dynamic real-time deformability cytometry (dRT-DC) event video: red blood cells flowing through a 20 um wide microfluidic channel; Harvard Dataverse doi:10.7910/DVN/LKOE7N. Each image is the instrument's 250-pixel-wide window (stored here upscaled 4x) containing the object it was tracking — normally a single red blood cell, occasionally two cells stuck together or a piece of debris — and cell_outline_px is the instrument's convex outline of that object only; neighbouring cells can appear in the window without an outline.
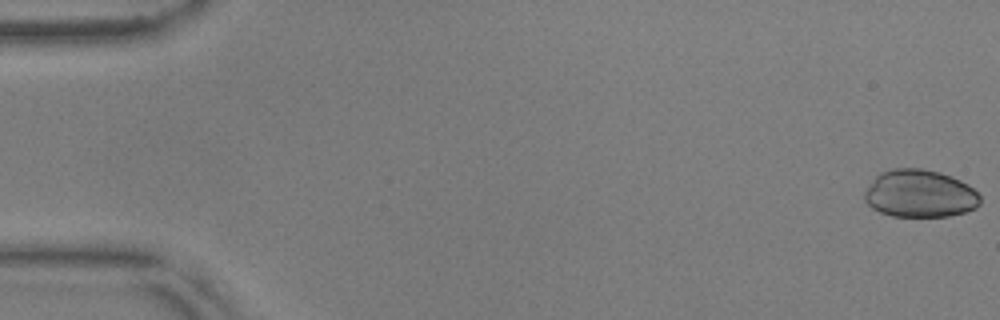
{"species": "common noctule bat (a hibernating species)", "species_latin": "Nyctalus noctula", "temperature_condition": "warm", "stored_images_in_passage": 55, "camera_frame_rate_fps": 3000, "um_per_image_px": 0.085, "animal": {"sex": "male", "body_mass_g": 17.9, "forearm_length_mm": 54.2}, "frame": {"image": 1, "passage_image": 1, "time_ms": 0.0, "image_size_px": [1000, 320], "cell_outline_px": [[980, 204], [976, 208], [964, 212], [948, 216], [892, 216], [880, 212], [872, 208], [864, 200], [864, 192], [876, 176], [880, 172], [892, 168], [920, 168], [940, 172], [960, 180], [968, 184], [980, 196]], "centroid_in_image_um": [78.17, 16.46], "position_along_channel_um": 6.8, "area_um2": 32.08}}
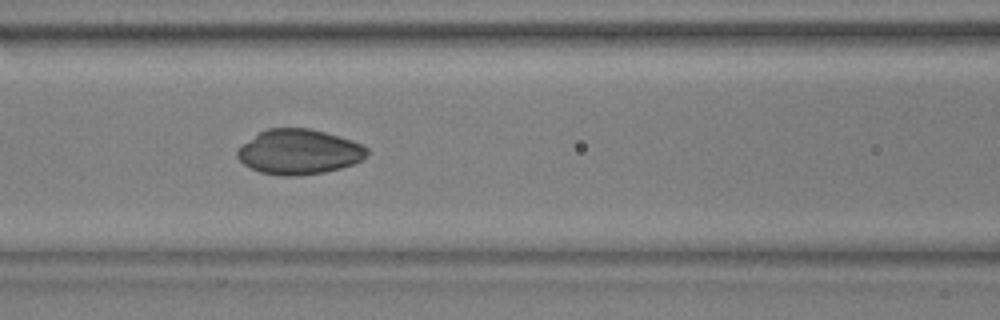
{"frame": {"image": 2, "passage_image": 24, "time_ms": 7.667, "image_size_px": [1000, 320], "cell_outline_px": [[368, 152], [360, 160], [352, 164], [340, 168], [324, 172], [296, 176], [284, 176], [260, 172], [244, 164], [236, 156], [236, 152], [244, 144], [260, 132], [268, 128], [308, 128], [324, 132], [352, 140], [368, 148]], "centroid_in_image_um": [25.41, 12.91], "position_along_channel_um": 141.2, "area_um2": 33.52}}
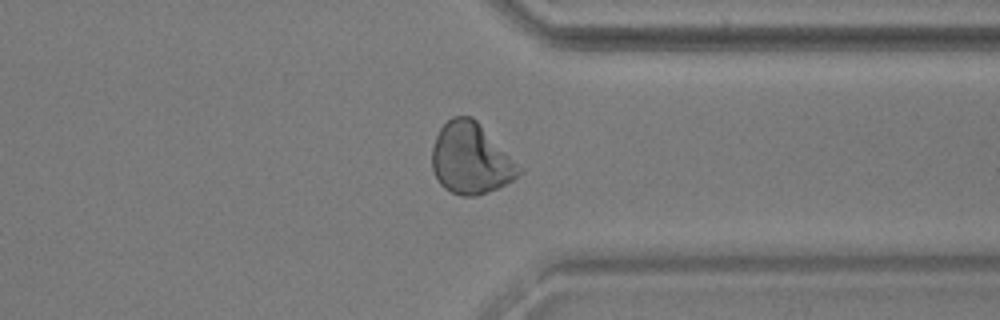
{"frame": {"image": 3, "passage_image": 43, "time_ms": 14.0, "image_size_px": [1000, 320], "cell_outline_px": [[524, 172], [512, 180], [496, 188], [476, 196], [460, 196], [444, 188], [440, 184], [432, 168], [432, 148], [436, 136], [440, 128], [452, 116], [472, 116], [524, 168]], "centroid_in_image_um": [40.04, 13.48], "position_along_channel_um": 371.4, "area_um2": 36.07}}